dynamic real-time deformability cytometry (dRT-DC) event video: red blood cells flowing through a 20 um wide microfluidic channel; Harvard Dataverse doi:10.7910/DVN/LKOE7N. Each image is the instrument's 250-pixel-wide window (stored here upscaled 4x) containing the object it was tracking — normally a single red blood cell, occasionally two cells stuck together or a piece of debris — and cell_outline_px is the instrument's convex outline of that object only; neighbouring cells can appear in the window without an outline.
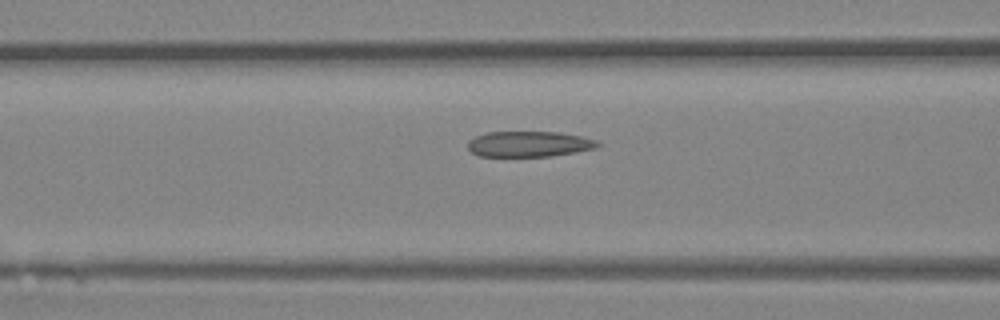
{"species": "Egyptian fruit bat (a non-hibernating species)", "species_latin": "Rousettus aegyptiacus", "temperature_condition": "room temperature", "stored_images_in_passage": 19, "camera_frame_rate_fps": 3000, "um_per_image_px": 0.085, "animal": {"sex": "female"}, "frame": {"image": 1, "passage_image": 14, "time_ms": 4.333, "image_size_px": [1000, 320], "cell_outline_px": [[600, 144], [596, 148], [552, 156], [480, 156], [472, 152], [468, 148], [468, 140], [476, 136], [488, 132], [556, 132], [580, 136], [596, 140]], "centroid_in_image_um": [44.95, 12.24], "position_along_channel_um": 121.7, "area_um2": 19.19}}